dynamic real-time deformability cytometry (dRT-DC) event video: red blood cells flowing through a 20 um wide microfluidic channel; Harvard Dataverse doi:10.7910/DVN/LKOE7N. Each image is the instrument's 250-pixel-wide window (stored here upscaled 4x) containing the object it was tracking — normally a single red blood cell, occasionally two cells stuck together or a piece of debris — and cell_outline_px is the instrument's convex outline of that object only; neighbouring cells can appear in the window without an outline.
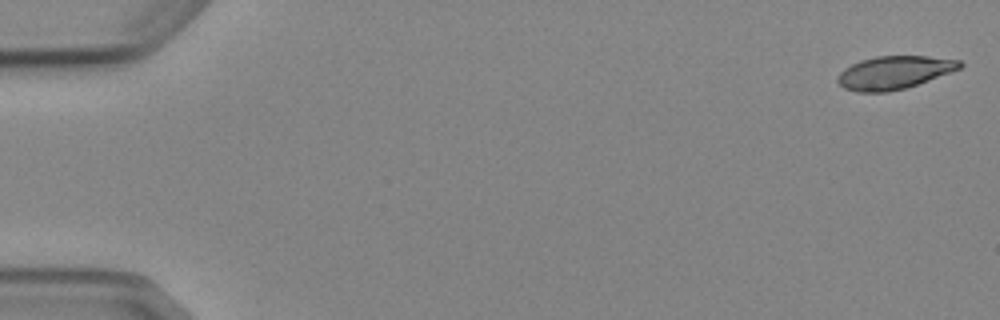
{"species": "Egyptian fruit bat (a non-hibernating species)", "species_latin": "Rousettus aegyptiacus", "temperature_condition": "cold", "stored_images_in_passage": 5, "camera_frame_rate_fps": 3000, "um_per_image_px": 0.085, "animal": {"sex": "female"}, "frame": {"image": 1, "passage_image": 1, "time_ms": 0.0, "image_size_px": [1000, 320], "cell_outline_px": [[964, 64], [960, 68], [928, 80], [904, 88], [888, 92], [856, 92], [844, 88], [836, 80], [836, 76], [844, 68], [860, 60], [876, 56], [928, 56], [960, 60]], "centroid_in_image_um": [75.96, 6.16], "position_along_channel_um": 9.0, "area_um2": 23.41}}
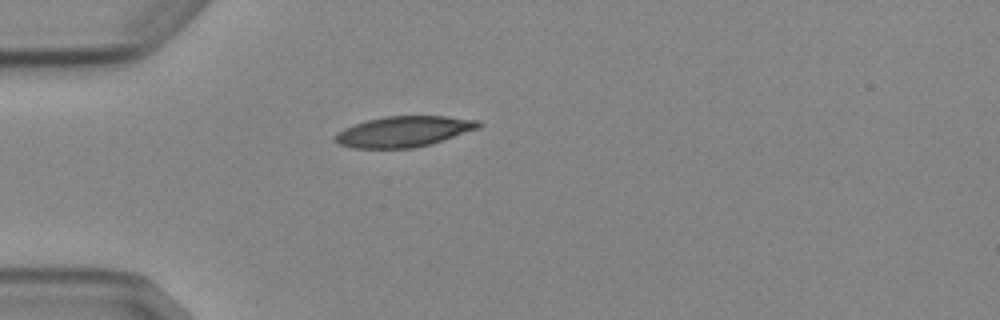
{"frame": {"image": 2, "passage_image": 5, "time_ms": 4.667, "image_size_px": [1000, 320], "cell_outline_px": [[480, 128], [432, 144], [416, 148], [352, 148], [340, 144], [332, 140], [332, 136], [336, 132], [344, 128], [368, 120], [388, 116], [448, 116], [480, 120]], "centroid_in_image_um": [34.32, 11.19], "position_along_channel_um": 50.7, "area_um2": 25.84}}